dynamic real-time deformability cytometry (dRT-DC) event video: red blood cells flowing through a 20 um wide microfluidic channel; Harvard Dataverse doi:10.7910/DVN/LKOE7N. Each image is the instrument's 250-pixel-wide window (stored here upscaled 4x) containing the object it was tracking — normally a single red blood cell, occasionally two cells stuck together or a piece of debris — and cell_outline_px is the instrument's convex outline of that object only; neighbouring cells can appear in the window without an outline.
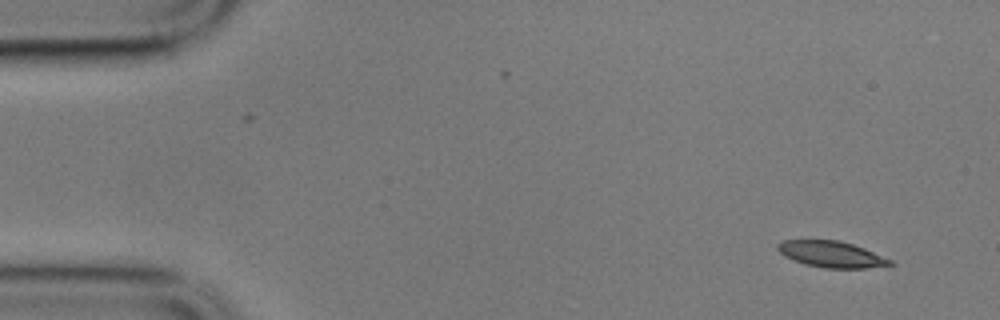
{"species": "common noctule bat (a hibernating species)", "species_latin": "Nyctalus noctula", "temperature_condition": "cold", "stored_images_in_passage": 6, "camera_frame_rate_fps": 3000, "um_per_image_px": 0.085, "animal": {"sex": "male", "body_mass_g": 17.9}, "frame": {"image": 1, "passage_image": 1, "time_ms": 0.0, "image_size_px": [1000, 320], "cell_outline_px": [[896, 264], [868, 268], [824, 268], [804, 264], [784, 256], [776, 248], [776, 244], [784, 240], [840, 240], [864, 248], [892, 260]], "centroid_in_image_um": [70.67, 21.61], "position_along_channel_um": 14.3, "area_um2": 17.22}}
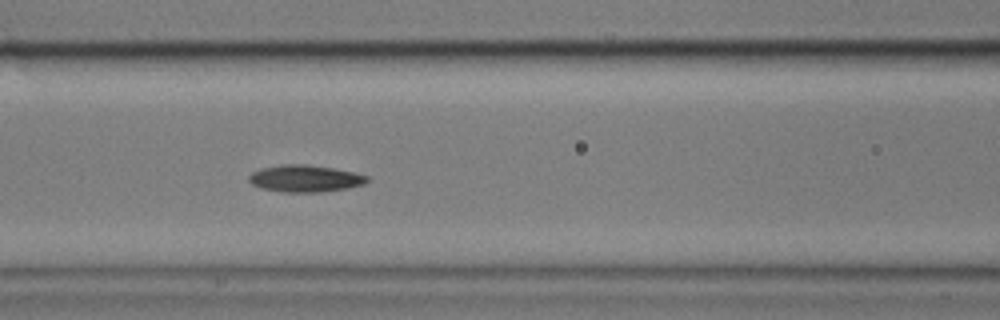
{"frame": {"image": 2, "passage_image": 6, "time_ms": 1.667, "image_size_px": [1000, 320], "cell_outline_px": [[368, 180], [364, 184], [348, 188], [320, 192], [284, 192], [260, 188], [252, 184], [248, 180], [248, 176], [252, 172], [260, 168], [280, 164], [308, 164], [332, 168], [352, 172], [368, 176]], "centroid_in_image_um": [25.89, 15.17], "position_along_channel_um": 140.7, "area_um2": 18.61}}